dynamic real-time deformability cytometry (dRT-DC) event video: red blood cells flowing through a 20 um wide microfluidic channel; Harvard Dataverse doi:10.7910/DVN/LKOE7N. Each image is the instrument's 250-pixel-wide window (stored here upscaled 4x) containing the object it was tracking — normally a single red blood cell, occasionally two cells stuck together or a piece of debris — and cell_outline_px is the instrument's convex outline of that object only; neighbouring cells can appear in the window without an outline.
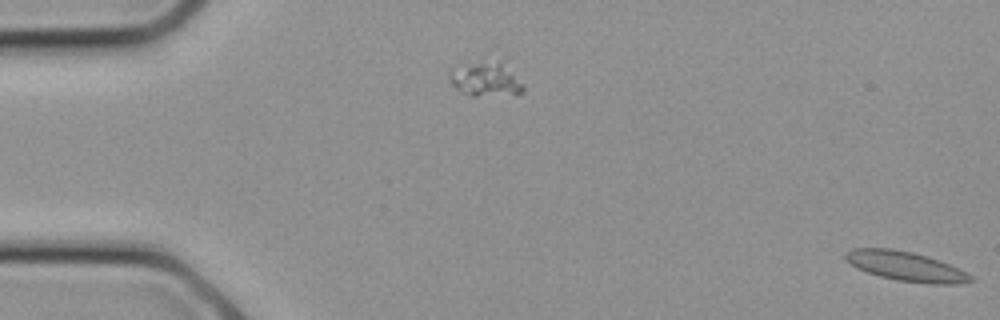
{"species": "common noctule bat (a hibernating species)", "species_latin": "Nyctalus noctula", "temperature_condition": "cold", "stored_images_in_passage": 3, "segment_of_instrument_passage": [2, 2], "camera_frame_rate_fps": 3000, "um_per_image_px": 0.085, "animal": {"sex": "female", "body_mass_g": 21.9}, "frame": {"image": 1, "passage_image": 3, "time_ms": 0.667, "image_size_px": [1000, 320], "cell_outline_px": [[976, 280], [960, 284], [932, 284], [896, 280], [880, 276], [856, 268], [844, 260], [844, 252], [852, 248], [892, 248], [912, 252], [948, 264], [972, 276]], "centroid_in_image_um": [76.93, 22.63], "position_along_channel_um": 8.1, "area_um2": 21.39}}